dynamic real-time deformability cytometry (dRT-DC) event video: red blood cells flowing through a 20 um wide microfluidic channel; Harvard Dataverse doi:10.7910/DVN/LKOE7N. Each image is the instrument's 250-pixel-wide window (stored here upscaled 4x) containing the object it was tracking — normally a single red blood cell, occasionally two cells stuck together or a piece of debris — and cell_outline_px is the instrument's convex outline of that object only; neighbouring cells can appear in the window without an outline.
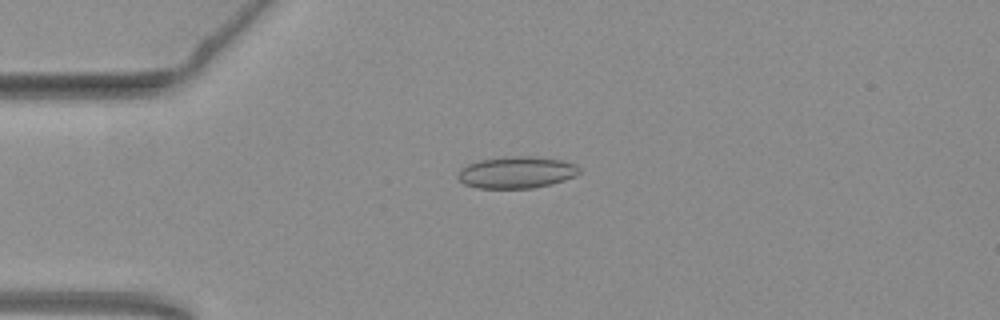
{"species": "common noctule bat (a hibernating species)", "species_latin": "Nyctalus noctula", "temperature_condition": "warm", "stored_images_in_passage": 4, "camera_frame_rate_fps": 3000, "um_per_image_px": 0.085, "animal": {"sex": "female", "body_mass_g": 19.3, "forearm_length_mm": 54.1}, "frame": {"image": 1, "passage_image": 1, "time_ms": 0.0, "image_size_px": [1000, 320], "cell_outline_px": [[580, 172], [576, 176], [552, 184], [532, 188], [476, 188], [464, 184], [456, 176], [460, 168], [468, 164], [480, 160], [504, 156], [532, 156], [560, 160], [576, 164], [580, 168]], "centroid_in_image_um": [43.89, 14.65], "position_along_channel_um": 41.1, "area_um2": 22.66}}